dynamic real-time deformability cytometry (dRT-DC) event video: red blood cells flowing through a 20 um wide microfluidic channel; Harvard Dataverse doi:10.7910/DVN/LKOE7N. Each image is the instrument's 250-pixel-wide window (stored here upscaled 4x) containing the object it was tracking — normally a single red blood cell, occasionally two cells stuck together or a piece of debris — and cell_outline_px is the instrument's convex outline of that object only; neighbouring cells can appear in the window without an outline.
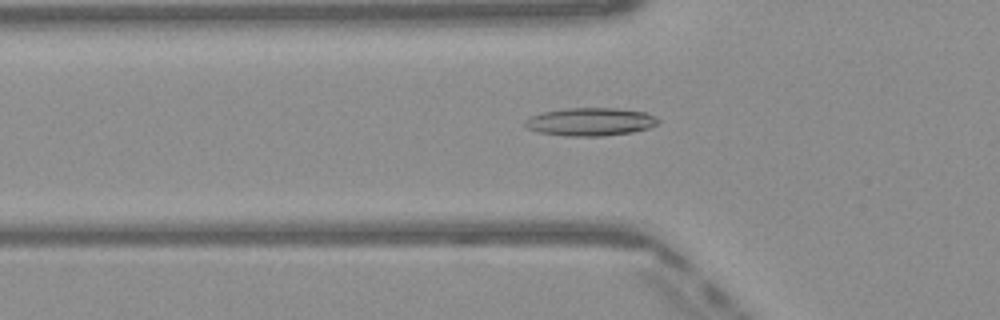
{"species": "Egyptian fruit bat (a non-hibernating species)", "species_latin": "Rousettus aegyptiacus", "temperature_condition": "warm", "stored_images_in_passage": 50, "camera_frame_rate_fps": 3000, "um_per_image_px": 0.085, "frame": {"image": 1, "passage_image": 17, "time_ms": 5.333, "image_size_px": [1000, 320], "cell_outline_px": [[660, 120], [656, 124], [648, 128], [632, 132], [604, 136], [564, 136], [540, 132], [528, 128], [524, 124], [524, 120], [532, 116], [544, 112], [564, 108], [616, 108], [648, 112], [656, 116]], "centroid_in_image_um": [50.22, 10.34], "position_along_channel_um": 75.6, "area_um2": 21.79}}
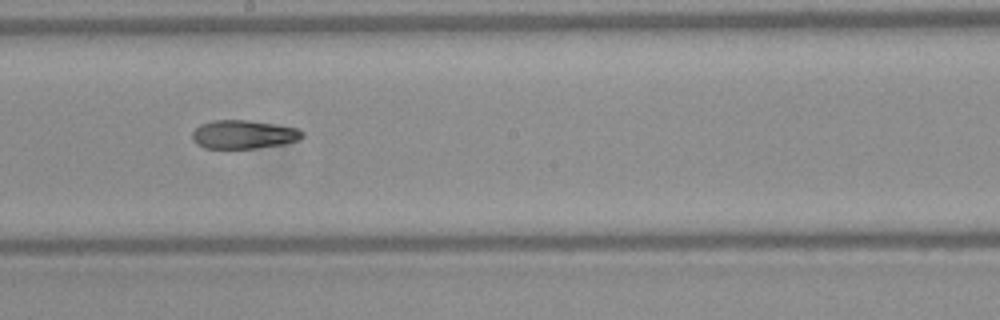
{"frame": {"image": 2, "passage_image": 28, "time_ms": 9.0, "image_size_px": [1000, 320], "cell_outline_px": [[304, 136], [300, 140], [284, 144], [256, 148], [204, 148], [196, 144], [192, 140], [192, 132], [200, 124], [216, 120], [248, 120], [296, 128], [304, 132]], "centroid_in_image_um": [20.7, 11.43], "position_along_channel_um": 227.5, "area_um2": 18.32}}
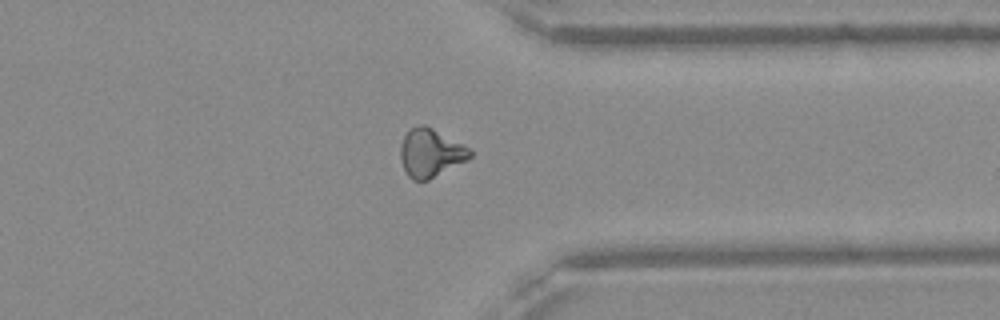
{"frame": {"image": 3, "passage_image": 39, "time_ms": 12.667, "image_size_px": [1000, 320], "cell_outline_px": [[472, 156], [468, 160], [428, 180], [412, 180], [408, 176], [400, 160], [400, 144], [404, 136], [412, 128], [420, 124], [424, 124], [472, 148]], "centroid_in_image_um": [36.61, 13.0], "position_along_channel_um": 374.8, "area_um2": 19.65}, "authors_computed_cell_mechanics": {"area_um2": 19.363, "velocity_mm_per_s": 4.1067, "shape_relaxation_time_tau1_ms": null, "shape_relaxation_time_tau2_ms": 4.9553, "deformation_change_tau1": null, "deformation_change_tau2": 0.1283}}